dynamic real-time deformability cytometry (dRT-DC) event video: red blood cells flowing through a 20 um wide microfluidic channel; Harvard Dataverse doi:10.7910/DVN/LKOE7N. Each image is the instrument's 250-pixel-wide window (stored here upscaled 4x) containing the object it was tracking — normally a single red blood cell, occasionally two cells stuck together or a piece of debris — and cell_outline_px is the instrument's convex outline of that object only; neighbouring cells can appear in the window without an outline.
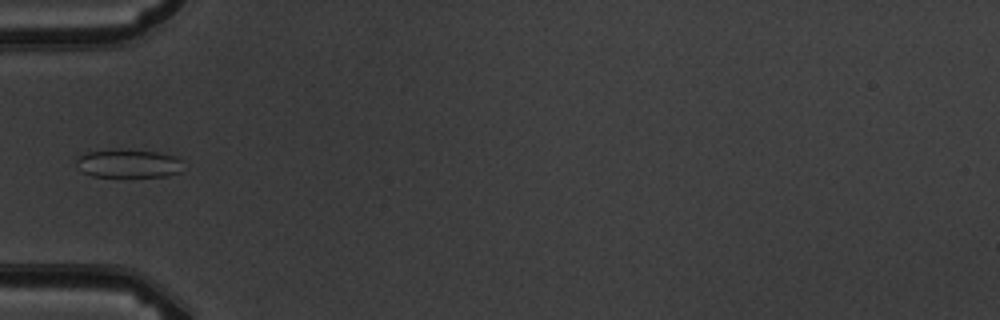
{"species": "common noctule bat (a hibernating species)", "species_latin": "Nyctalus noctula", "temperature_condition": "warm", "stored_images_in_passage": 4, "camera_frame_rate_fps": 3000, "um_per_image_px": 0.085, "animal": {"sex": "male", "body_mass_g": 19.5, "forearm_length_mm": 54.6}, "frame": {"image": 1, "passage_image": 4, "time_ms": 4.333, "image_size_px": [1000, 320], "cell_outline_px": [[180, 172], [164, 176], [92, 176], [76, 168], [76, 156], [88, 152], [116, 148], [120, 148], [156, 152], [176, 156], [180, 160]], "centroid_in_image_um": [10.84, 13.87], "position_along_channel_um": 74.2, "area_um2": 17.74}}